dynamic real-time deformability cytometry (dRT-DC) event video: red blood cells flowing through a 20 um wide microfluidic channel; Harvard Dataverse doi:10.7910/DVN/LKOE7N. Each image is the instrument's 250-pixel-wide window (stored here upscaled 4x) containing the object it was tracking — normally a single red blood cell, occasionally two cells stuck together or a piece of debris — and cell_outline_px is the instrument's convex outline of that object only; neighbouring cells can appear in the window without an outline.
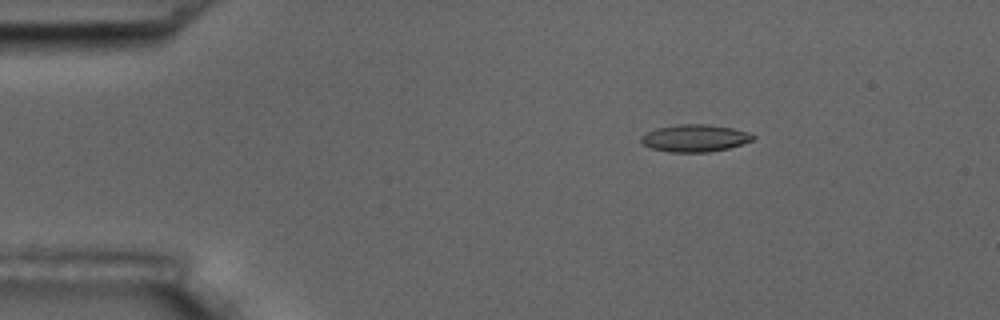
{"species": "common noctule bat (a hibernating species)", "species_latin": "Nyctalus noctula", "temperature_condition": "room temperature", "stored_images_in_passage": 3, "camera_frame_rate_fps": 3000, "um_per_image_px": 0.085, "animal": {"sex": "male", "body_mass_g": 17.5, "forearm_length_mm": 52.3}, "frame": {"image": 1, "passage_image": 1, "time_ms": 0.0, "image_size_px": [1000, 320], "cell_outline_px": [[756, 136], [752, 140], [728, 148], [708, 152], [668, 152], [652, 148], [644, 144], [640, 140], [640, 136], [656, 128], [680, 124], [708, 124], [732, 128], [748, 132]], "centroid_in_image_um": [59.05, 11.74], "position_along_channel_um": 26.0, "area_um2": 17.63}}